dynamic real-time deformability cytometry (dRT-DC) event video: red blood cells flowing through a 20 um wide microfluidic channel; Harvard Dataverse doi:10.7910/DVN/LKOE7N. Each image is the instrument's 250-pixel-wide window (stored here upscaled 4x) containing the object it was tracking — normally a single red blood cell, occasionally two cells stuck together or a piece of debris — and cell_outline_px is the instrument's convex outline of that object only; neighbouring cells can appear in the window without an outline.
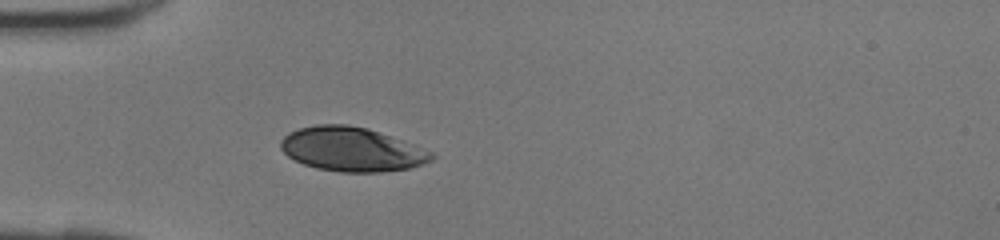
{"species": "human", "species_latin": "Homo sapiens", "temperature_condition": "room temperature", "stored_images_in_passage": 30, "camera_frame_rate_fps": 3000, "um_per_image_px": 0.085, "donor": {"sex": "female"}, "frame": {"image": 1, "passage_image": 1, "time_ms": 0.0, "image_size_px": [1000, 240], "cell_outline_px": [[436, 156], [432, 160], [424, 164], [408, 168], [380, 172], [340, 172], [316, 168], [304, 164], [288, 156], [280, 148], [280, 140], [288, 132], [300, 128], [316, 124], [348, 124], [368, 128], [380, 132], [432, 152]], "centroid_in_image_um": [29.87, 12.69], "position_along_channel_um": 55.1, "area_um2": 38.73}}
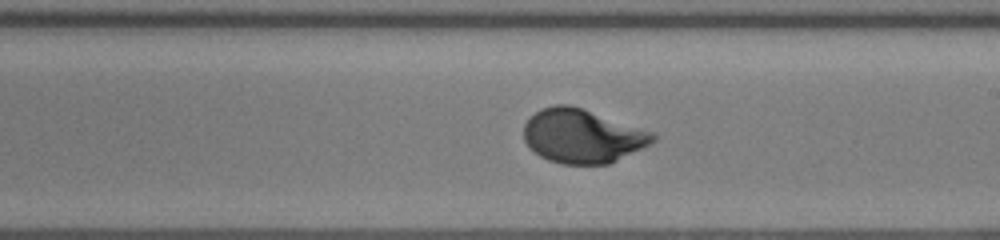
{"frame": {"image": 2, "passage_image": 13, "time_ms": 4.0, "image_size_px": [1000, 240], "cell_outline_px": [[656, 140], [652, 144], [644, 148], [608, 164], [560, 164], [548, 160], [540, 156], [524, 140], [524, 124], [540, 108], [556, 104], [568, 104], [652, 132], [656, 136]], "centroid_in_image_um": [49.5, 11.58], "position_along_channel_um": 239.5, "area_um2": 40.11}}
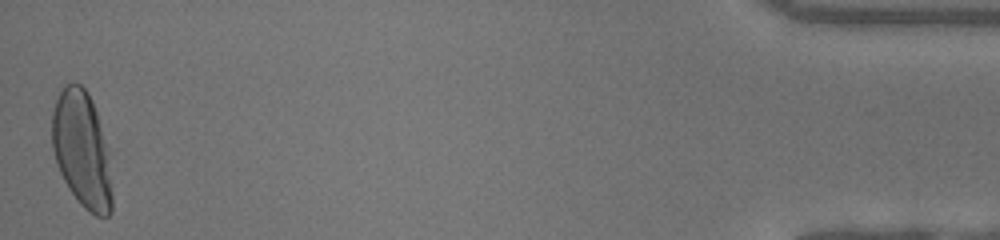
{"frame": {"image": 3, "passage_image": 30, "time_ms": 9.667, "image_size_px": [1000, 240], "cell_outline_px": [[112, 212], [108, 216], [96, 216], [88, 212], [80, 204], [68, 188], [56, 164], [52, 148], [52, 112], [56, 100], [64, 84], [80, 84], [88, 92], [92, 100], [96, 112], [108, 152], [112, 192]], "centroid_in_image_um": [6.95, 12.75], "position_along_channel_um": 428.2, "area_um2": 40.63}}